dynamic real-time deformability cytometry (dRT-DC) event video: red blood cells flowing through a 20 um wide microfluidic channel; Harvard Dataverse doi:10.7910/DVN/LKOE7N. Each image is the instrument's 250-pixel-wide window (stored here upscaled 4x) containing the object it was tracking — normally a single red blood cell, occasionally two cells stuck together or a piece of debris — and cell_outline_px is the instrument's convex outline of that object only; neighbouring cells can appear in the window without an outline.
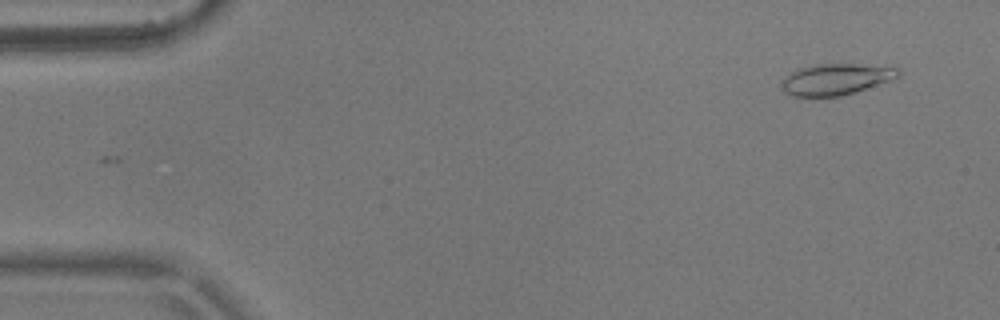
{"species": "common noctule bat (a hibernating species)", "species_latin": "Nyctalus noctula", "temperature_condition": "warm", "stored_images_in_passage": 4, "camera_frame_rate_fps": 3000, "um_per_image_px": 0.085, "animal": {"sex": "male", "body_mass_g": 17.9}, "frame": {"image": 1, "passage_image": 1, "time_ms": 0.0, "image_size_px": [1000, 320], "cell_outline_px": [[900, 76], [840, 96], [792, 96], [784, 92], [780, 88], [780, 84], [784, 76], [796, 68], [816, 64], [856, 64], [900, 68]], "centroid_in_image_um": [70.94, 6.72], "position_along_channel_um": 14.1, "area_um2": 21.04}}